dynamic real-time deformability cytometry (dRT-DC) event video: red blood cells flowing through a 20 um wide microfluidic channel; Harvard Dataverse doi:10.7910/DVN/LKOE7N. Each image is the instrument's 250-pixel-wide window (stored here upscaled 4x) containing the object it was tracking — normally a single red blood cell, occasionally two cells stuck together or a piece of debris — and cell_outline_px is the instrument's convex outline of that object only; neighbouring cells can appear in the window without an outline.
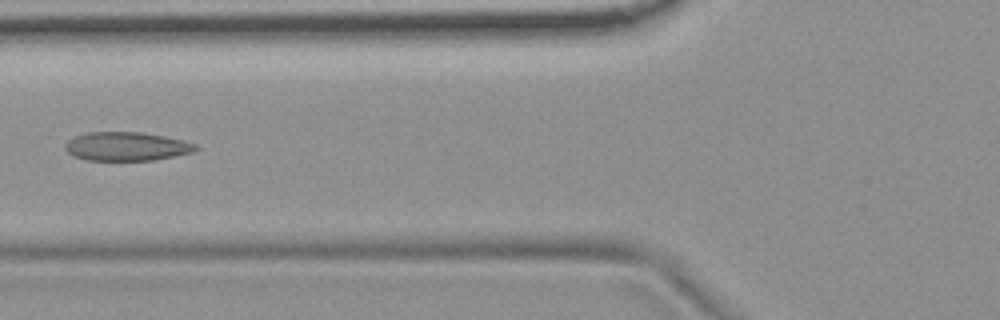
{"species": "common noctule bat (a hibernating species)", "species_latin": "Nyctalus noctula", "temperature_condition": "room temperature", "stored_images_in_passage": 5, "camera_frame_rate_fps": 3000, "um_per_image_px": 0.085, "animal": {"sex": "female", "body_mass_g": 19.9}, "frame": {"image": 1, "passage_image": 5, "time_ms": 4.667, "image_size_px": [1000, 320], "cell_outline_px": [[200, 148], [192, 152], [156, 160], [88, 160], [72, 156], [64, 148], [64, 144], [72, 136], [88, 132], [140, 132], [164, 136], [184, 140], [196, 144]], "centroid_in_image_um": [10.74, 12.44], "position_along_channel_um": 115.1, "area_um2": 22.02}}